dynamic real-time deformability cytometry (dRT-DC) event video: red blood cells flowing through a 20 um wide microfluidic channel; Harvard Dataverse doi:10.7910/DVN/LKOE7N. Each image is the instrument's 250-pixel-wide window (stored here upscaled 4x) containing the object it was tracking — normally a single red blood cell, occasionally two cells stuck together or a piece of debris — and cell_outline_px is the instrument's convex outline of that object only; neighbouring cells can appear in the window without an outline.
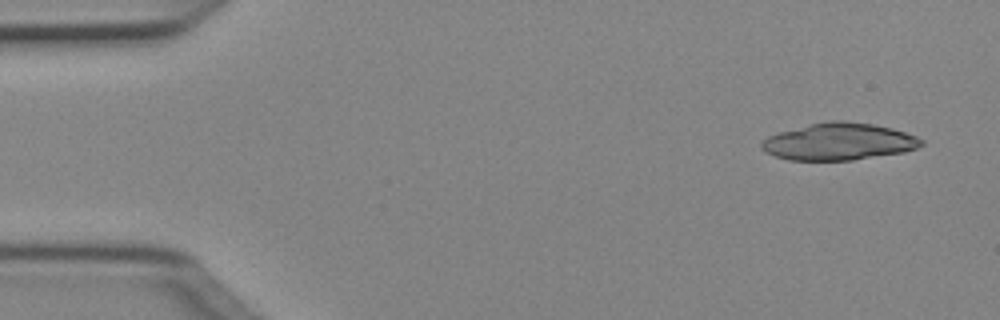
{"species": "Egyptian fruit bat (a non-hibernating species)", "species_latin": "Rousettus aegyptiacus", "temperature_condition": "cold", "stored_images_in_passage": 5, "segment_of_instrument_passage": [2, 2], "camera_frame_rate_fps": 3000, "um_per_image_px": 0.085, "animal": {"sex": "female"}, "frame": {"image": 1, "passage_image": 5, "time_ms": 1.333, "image_size_px": [1000, 320], "cell_outline_px": [[924, 144], [916, 148], [904, 152], [852, 160], [788, 160], [764, 152], [760, 148], [760, 144], [768, 136], [780, 132], [812, 124], [832, 120], [844, 120], [872, 124], [892, 128], [916, 136], [924, 140]], "centroid_in_image_um": [71.31, 12.04], "position_along_channel_um": 13.7, "area_um2": 34.33}}